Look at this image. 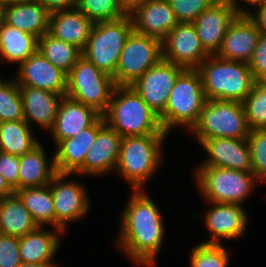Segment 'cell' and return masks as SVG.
Segmentation results:
<instances>
[{
  "label": "cell",
  "instance_id": "obj_1",
  "mask_svg": "<svg viewBox=\"0 0 266 267\" xmlns=\"http://www.w3.org/2000/svg\"><path fill=\"white\" fill-rule=\"evenodd\" d=\"M134 190L123 210L118 246L138 265L153 267L161 248L164 225L156 203Z\"/></svg>",
  "mask_w": 266,
  "mask_h": 267
},
{
  "label": "cell",
  "instance_id": "obj_2",
  "mask_svg": "<svg viewBox=\"0 0 266 267\" xmlns=\"http://www.w3.org/2000/svg\"><path fill=\"white\" fill-rule=\"evenodd\" d=\"M105 123L122 137L167 134L153 111L131 86H115Z\"/></svg>",
  "mask_w": 266,
  "mask_h": 267
},
{
  "label": "cell",
  "instance_id": "obj_3",
  "mask_svg": "<svg viewBox=\"0 0 266 267\" xmlns=\"http://www.w3.org/2000/svg\"><path fill=\"white\" fill-rule=\"evenodd\" d=\"M206 100L243 102L256 83L249 64L209 55L197 68Z\"/></svg>",
  "mask_w": 266,
  "mask_h": 267
},
{
  "label": "cell",
  "instance_id": "obj_4",
  "mask_svg": "<svg viewBox=\"0 0 266 267\" xmlns=\"http://www.w3.org/2000/svg\"><path fill=\"white\" fill-rule=\"evenodd\" d=\"M206 102L202 78L197 69H184L170 90L165 110L159 115L163 130L183 125L189 130L197 123Z\"/></svg>",
  "mask_w": 266,
  "mask_h": 267
},
{
  "label": "cell",
  "instance_id": "obj_5",
  "mask_svg": "<svg viewBox=\"0 0 266 267\" xmlns=\"http://www.w3.org/2000/svg\"><path fill=\"white\" fill-rule=\"evenodd\" d=\"M168 134L122 137L116 169L133 190H143L161 161V145ZM153 173V174H152Z\"/></svg>",
  "mask_w": 266,
  "mask_h": 267
},
{
  "label": "cell",
  "instance_id": "obj_6",
  "mask_svg": "<svg viewBox=\"0 0 266 267\" xmlns=\"http://www.w3.org/2000/svg\"><path fill=\"white\" fill-rule=\"evenodd\" d=\"M133 30L129 14L116 20L94 23L82 56L99 70L114 77L120 54Z\"/></svg>",
  "mask_w": 266,
  "mask_h": 267
},
{
  "label": "cell",
  "instance_id": "obj_7",
  "mask_svg": "<svg viewBox=\"0 0 266 267\" xmlns=\"http://www.w3.org/2000/svg\"><path fill=\"white\" fill-rule=\"evenodd\" d=\"M190 131L199 141L217 137L247 139L251 129L242 102L206 100L197 123Z\"/></svg>",
  "mask_w": 266,
  "mask_h": 267
},
{
  "label": "cell",
  "instance_id": "obj_8",
  "mask_svg": "<svg viewBox=\"0 0 266 267\" xmlns=\"http://www.w3.org/2000/svg\"><path fill=\"white\" fill-rule=\"evenodd\" d=\"M196 184L208 202L243 204L256 182L252 172L212 166H199Z\"/></svg>",
  "mask_w": 266,
  "mask_h": 267
},
{
  "label": "cell",
  "instance_id": "obj_9",
  "mask_svg": "<svg viewBox=\"0 0 266 267\" xmlns=\"http://www.w3.org/2000/svg\"><path fill=\"white\" fill-rule=\"evenodd\" d=\"M114 88L113 77L99 70L84 56L67 74L66 96L94 108L101 115L108 109Z\"/></svg>",
  "mask_w": 266,
  "mask_h": 267
},
{
  "label": "cell",
  "instance_id": "obj_10",
  "mask_svg": "<svg viewBox=\"0 0 266 267\" xmlns=\"http://www.w3.org/2000/svg\"><path fill=\"white\" fill-rule=\"evenodd\" d=\"M162 60V41L134 30L120 54L113 81L115 86H131L149 68Z\"/></svg>",
  "mask_w": 266,
  "mask_h": 267
},
{
  "label": "cell",
  "instance_id": "obj_11",
  "mask_svg": "<svg viewBox=\"0 0 266 267\" xmlns=\"http://www.w3.org/2000/svg\"><path fill=\"white\" fill-rule=\"evenodd\" d=\"M208 56L192 23H179L162 40V59L184 69H197Z\"/></svg>",
  "mask_w": 266,
  "mask_h": 267
},
{
  "label": "cell",
  "instance_id": "obj_12",
  "mask_svg": "<svg viewBox=\"0 0 266 267\" xmlns=\"http://www.w3.org/2000/svg\"><path fill=\"white\" fill-rule=\"evenodd\" d=\"M183 70V67L162 59L157 65L149 68L131 87L160 115L166 108L170 90Z\"/></svg>",
  "mask_w": 266,
  "mask_h": 267
},
{
  "label": "cell",
  "instance_id": "obj_13",
  "mask_svg": "<svg viewBox=\"0 0 266 267\" xmlns=\"http://www.w3.org/2000/svg\"><path fill=\"white\" fill-rule=\"evenodd\" d=\"M69 175L57 172L49 183L56 214V228L62 232L66 229L67 222L84 217L90 205L84 186L77 181L63 182Z\"/></svg>",
  "mask_w": 266,
  "mask_h": 267
},
{
  "label": "cell",
  "instance_id": "obj_14",
  "mask_svg": "<svg viewBox=\"0 0 266 267\" xmlns=\"http://www.w3.org/2000/svg\"><path fill=\"white\" fill-rule=\"evenodd\" d=\"M240 13L226 0H217L194 20L192 24L209 55L217 54L227 29Z\"/></svg>",
  "mask_w": 266,
  "mask_h": 267
},
{
  "label": "cell",
  "instance_id": "obj_15",
  "mask_svg": "<svg viewBox=\"0 0 266 267\" xmlns=\"http://www.w3.org/2000/svg\"><path fill=\"white\" fill-rule=\"evenodd\" d=\"M18 66V80L15 78V81L19 86L39 88L66 96L67 74L52 65L38 50Z\"/></svg>",
  "mask_w": 266,
  "mask_h": 267
},
{
  "label": "cell",
  "instance_id": "obj_16",
  "mask_svg": "<svg viewBox=\"0 0 266 267\" xmlns=\"http://www.w3.org/2000/svg\"><path fill=\"white\" fill-rule=\"evenodd\" d=\"M261 31L246 12H241L231 23L223 38L217 56L249 63Z\"/></svg>",
  "mask_w": 266,
  "mask_h": 267
},
{
  "label": "cell",
  "instance_id": "obj_17",
  "mask_svg": "<svg viewBox=\"0 0 266 267\" xmlns=\"http://www.w3.org/2000/svg\"><path fill=\"white\" fill-rule=\"evenodd\" d=\"M199 142L208 153L206 161L201 166L252 172L251 153L247 139L217 137L200 139Z\"/></svg>",
  "mask_w": 266,
  "mask_h": 267
},
{
  "label": "cell",
  "instance_id": "obj_18",
  "mask_svg": "<svg viewBox=\"0 0 266 267\" xmlns=\"http://www.w3.org/2000/svg\"><path fill=\"white\" fill-rule=\"evenodd\" d=\"M101 115L91 126L80 131L75 137L60 140L52 159L57 172L77 174L83 167L86 153L96 140L98 131L105 125Z\"/></svg>",
  "mask_w": 266,
  "mask_h": 267
},
{
  "label": "cell",
  "instance_id": "obj_19",
  "mask_svg": "<svg viewBox=\"0 0 266 267\" xmlns=\"http://www.w3.org/2000/svg\"><path fill=\"white\" fill-rule=\"evenodd\" d=\"M129 15L135 32L161 41L179 24L168 0H146Z\"/></svg>",
  "mask_w": 266,
  "mask_h": 267
},
{
  "label": "cell",
  "instance_id": "obj_20",
  "mask_svg": "<svg viewBox=\"0 0 266 267\" xmlns=\"http://www.w3.org/2000/svg\"><path fill=\"white\" fill-rule=\"evenodd\" d=\"M204 218L211 240L204 243H220V238L236 239L246 230L248 216L242 205L232 203H213Z\"/></svg>",
  "mask_w": 266,
  "mask_h": 267
},
{
  "label": "cell",
  "instance_id": "obj_21",
  "mask_svg": "<svg viewBox=\"0 0 266 267\" xmlns=\"http://www.w3.org/2000/svg\"><path fill=\"white\" fill-rule=\"evenodd\" d=\"M122 136L105 124L86 153L83 167L77 174L99 175L116 170Z\"/></svg>",
  "mask_w": 266,
  "mask_h": 267
},
{
  "label": "cell",
  "instance_id": "obj_22",
  "mask_svg": "<svg viewBox=\"0 0 266 267\" xmlns=\"http://www.w3.org/2000/svg\"><path fill=\"white\" fill-rule=\"evenodd\" d=\"M100 116L101 114L94 108L63 96L50 131L55 144L60 140L75 137L80 131L91 126Z\"/></svg>",
  "mask_w": 266,
  "mask_h": 267
},
{
  "label": "cell",
  "instance_id": "obj_23",
  "mask_svg": "<svg viewBox=\"0 0 266 267\" xmlns=\"http://www.w3.org/2000/svg\"><path fill=\"white\" fill-rule=\"evenodd\" d=\"M50 12L38 0H18L3 8V22L38 39L49 29Z\"/></svg>",
  "mask_w": 266,
  "mask_h": 267
},
{
  "label": "cell",
  "instance_id": "obj_24",
  "mask_svg": "<svg viewBox=\"0 0 266 267\" xmlns=\"http://www.w3.org/2000/svg\"><path fill=\"white\" fill-rule=\"evenodd\" d=\"M94 23L77 7L50 13L48 33L84 50Z\"/></svg>",
  "mask_w": 266,
  "mask_h": 267
},
{
  "label": "cell",
  "instance_id": "obj_25",
  "mask_svg": "<svg viewBox=\"0 0 266 267\" xmlns=\"http://www.w3.org/2000/svg\"><path fill=\"white\" fill-rule=\"evenodd\" d=\"M22 98L24 121H31L46 129H52L63 95L34 87L19 86Z\"/></svg>",
  "mask_w": 266,
  "mask_h": 267
},
{
  "label": "cell",
  "instance_id": "obj_26",
  "mask_svg": "<svg viewBox=\"0 0 266 267\" xmlns=\"http://www.w3.org/2000/svg\"><path fill=\"white\" fill-rule=\"evenodd\" d=\"M46 152L39 143L32 150L19 156L18 190L49 184L57 173L54 160L46 159Z\"/></svg>",
  "mask_w": 266,
  "mask_h": 267
},
{
  "label": "cell",
  "instance_id": "obj_27",
  "mask_svg": "<svg viewBox=\"0 0 266 267\" xmlns=\"http://www.w3.org/2000/svg\"><path fill=\"white\" fill-rule=\"evenodd\" d=\"M62 233L59 229L53 232L48 229L44 230L41 226H38L24 237H20L19 253L22 262H53V257H55L60 245V237L58 236L62 235Z\"/></svg>",
  "mask_w": 266,
  "mask_h": 267
},
{
  "label": "cell",
  "instance_id": "obj_28",
  "mask_svg": "<svg viewBox=\"0 0 266 267\" xmlns=\"http://www.w3.org/2000/svg\"><path fill=\"white\" fill-rule=\"evenodd\" d=\"M37 227L38 224L16 192L0 199V233L20 238Z\"/></svg>",
  "mask_w": 266,
  "mask_h": 267
},
{
  "label": "cell",
  "instance_id": "obj_29",
  "mask_svg": "<svg viewBox=\"0 0 266 267\" xmlns=\"http://www.w3.org/2000/svg\"><path fill=\"white\" fill-rule=\"evenodd\" d=\"M38 50V38L18 28L0 23V60L22 63ZM3 56V58H2Z\"/></svg>",
  "mask_w": 266,
  "mask_h": 267
},
{
  "label": "cell",
  "instance_id": "obj_30",
  "mask_svg": "<svg viewBox=\"0 0 266 267\" xmlns=\"http://www.w3.org/2000/svg\"><path fill=\"white\" fill-rule=\"evenodd\" d=\"M22 199L25 207L28 209L33 220L41 226L50 224L56 228V214L54 211V202L49 184L19 189L16 191Z\"/></svg>",
  "mask_w": 266,
  "mask_h": 267
},
{
  "label": "cell",
  "instance_id": "obj_31",
  "mask_svg": "<svg viewBox=\"0 0 266 267\" xmlns=\"http://www.w3.org/2000/svg\"><path fill=\"white\" fill-rule=\"evenodd\" d=\"M24 120L0 122V151L22 156L39 144Z\"/></svg>",
  "mask_w": 266,
  "mask_h": 267
},
{
  "label": "cell",
  "instance_id": "obj_32",
  "mask_svg": "<svg viewBox=\"0 0 266 267\" xmlns=\"http://www.w3.org/2000/svg\"><path fill=\"white\" fill-rule=\"evenodd\" d=\"M38 51L52 65L68 74L82 56V51L72 44L59 40L49 33L38 39Z\"/></svg>",
  "mask_w": 266,
  "mask_h": 267
},
{
  "label": "cell",
  "instance_id": "obj_33",
  "mask_svg": "<svg viewBox=\"0 0 266 267\" xmlns=\"http://www.w3.org/2000/svg\"><path fill=\"white\" fill-rule=\"evenodd\" d=\"M242 103L250 129H266V81L256 82Z\"/></svg>",
  "mask_w": 266,
  "mask_h": 267
},
{
  "label": "cell",
  "instance_id": "obj_34",
  "mask_svg": "<svg viewBox=\"0 0 266 267\" xmlns=\"http://www.w3.org/2000/svg\"><path fill=\"white\" fill-rule=\"evenodd\" d=\"M24 120V110L18 83L6 80L0 85V122Z\"/></svg>",
  "mask_w": 266,
  "mask_h": 267
},
{
  "label": "cell",
  "instance_id": "obj_35",
  "mask_svg": "<svg viewBox=\"0 0 266 267\" xmlns=\"http://www.w3.org/2000/svg\"><path fill=\"white\" fill-rule=\"evenodd\" d=\"M77 8L93 23L116 20L127 15L118 0H78Z\"/></svg>",
  "mask_w": 266,
  "mask_h": 267
},
{
  "label": "cell",
  "instance_id": "obj_36",
  "mask_svg": "<svg viewBox=\"0 0 266 267\" xmlns=\"http://www.w3.org/2000/svg\"><path fill=\"white\" fill-rule=\"evenodd\" d=\"M190 255L191 267H227L230 259L220 243H199Z\"/></svg>",
  "mask_w": 266,
  "mask_h": 267
},
{
  "label": "cell",
  "instance_id": "obj_37",
  "mask_svg": "<svg viewBox=\"0 0 266 267\" xmlns=\"http://www.w3.org/2000/svg\"><path fill=\"white\" fill-rule=\"evenodd\" d=\"M251 153L252 173L266 181V129H254L247 137Z\"/></svg>",
  "mask_w": 266,
  "mask_h": 267
},
{
  "label": "cell",
  "instance_id": "obj_38",
  "mask_svg": "<svg viewBox=\"0 0 266 267\" xmlns=\"http://www.w3.org/2000/svg\"><path fill=\"white\" fill-rule=\"evenodd\" d=\"M217 0H168L179 23H193L194 20Z\"/></svg>",
  "mask_w": 266,
  "mask_h": 267
},
{
  "label": "cell",
  "instance_id": "obj_39",
  "mask_svg": "<svg viewBox=\"0 0 266 267\" xmlns=\"http://www.w3.org/2000/svg\"><path fill=\"white\" fill-rule=\"evenodd\" d=\"M21 263L19 237L0 233V267H18Z\"/></svg>",
  "mask_w": 266,
  "mask_h": 267
},
{
  "label": "cell",
  "instance_id": "obj_40",
  "mask_svg": "<svg viewBox=\"0 0 266 267\" xmlns=\"http://www.w3.org/2000/svg\"><path fill=\"white\" fill-rule=\"evenodd\" d=\"M248 64L256 82L266 81V33L261 32Z\"/></svg>",
  "mask_w": 266,
  "mask_h": 267
},
{
  "label": "cell",
  "instance_id": "obj_41",
  "mask_svg": "<svg viewBox=\"0 0 266 267\" xmlns=\"http://www.w3.org/2000/svg\"><path fill=\"white\" fill-rule=\"evenodd\" d=\"M0 174L16 192L18 190L19 156L0 151Z\"/></svg>",
  "mask_w": 266,
  "mask_h": 267
},
{
  "label": "cell",
  "instance_id": "obj_42",
  "mask_svg": "<svg viewBox=\"0 0 266 267\" xmlns=\"http://www.w3.org/2000/svg\"><path fill=\"white\" fill-rule=\"evenodd\" d=\"M255 5H258L255 11L256 13L249 10L246 13L255 22L257 28L262 33H266V0H260Z\"/></svg>",
  "mask_w": 266,
  "mask_h": 267
},
{
  "label": "cell",
  "instance_id": "obj_43",
  "mask_svg": "<svg viewBox=\"0 0 266 267\" xmlns=\"http://www.w3.org/2000/svg\"><path fill=\"white\" fill-rule=\"evenodd\" d=\"M50 12L73 9L77 7L78 0H38Z\"/></svg>",
  "mask_w": 266,
  "mask_h": 267
},
{
  "label": "cell",
  "instance_id": "obj_44",
  "mask_svg": "<svg viewBox=\"0 0 266 267\" xmlns=\"http://www.w3.org/2000/svg\"><path fill=\"white\" fill-rule=\"evenodd\" d=\"M124 11L129 14L131 13L137 6H140L146 0H118Z\"/></svg>",
  "mask_w": 266,
  "mask_h": 267
},
{
  "label": "cell",
  "instance_id": "obj_45",
  "mask_svg": "<svg viewBox=\"0 0 266 267\" xmlns=\"http://www.w3.org/2000/svg\"><path fill=\"white\" fill-rule=\"evenodd\" d=\"M14 193V190L4 180V177L0 174V199L9 196Z\"/></svg>",
  "mask_w": 266,
  "mask_h": 267
},
{
  "label": "cell",
  "instance_id": "obj_46",
  "mask_svg": "<svg viewBox=\"0 0 266 267\" xmlns=\"http://www.w3.org/2000/svg\"><path fill=\"white\" fill-rule=\"evenodd\" d=\"M18 267H57L53 262H45V263H26L22 262Z\"/></svg>",
  "mask_w": 266,
  "mask_h": 267
},
{
  "label": "cell",
  "instance_id": "obj_47",
  "mask_svg": "<svg viewBox=\"0 0 266 267\" xmlns=\"http://www.w3.org/2000/svg\"><path fill=\"white\" fill-rule=\"evenodd\" d=\"M227 2H229L233 7L239 9L241 12H246L248 9H243L241 7H239L237 5V0H226ZM245 1L246 3H250L252 6L255 5L257 2H259L260 0H243Z\"/></svg>",
  "mask_w": 266,
  "mask_h": 267
},
{
  "label": "cell",
  "instance_id": "obj_48",
  "mask_svg": "<svg viewBox=\"0 0 266 267\" xmlns=\"http://www.w3.org/2000/svg\"><path fill=\"white\" fill-rule=\"evenodd\" d=\"M18 0H0V4L3 6V7H6L8 5H11L13 4L14 2H17Z\"/></svg>",
  "mask_w": 266,
  "mask_h": 267
},
{
  "label": "cell",
  "instance_id": "obj_49",
  "mask_svg": "<svg viewBox=\"0 0 266 267\" xmlns=\"http://www.w3.org/2000/svg\"><path fill=\"white\" fill-rule=\"evenodd\" d=\"M3 6L0 4V23L3 21Z\"/></svg>",
  "mask_w": 266,
  "mask_h": 267
},
{
  "label": "cell",
  "instance_id": "obj_50",
  "mask_svg": "<svg viewBox=\"0 0 266 267\" xmlns=\"http://www.w3.org/2000/svg\"><path fill=\"white\" fill-rule=\"evenodd\" d=\"M4 81H5V80L2 81L1 78H0V85H1Z\"/></svg>",
  "mask_w": 266,
  "mask_h": 267
}]
</instances>
